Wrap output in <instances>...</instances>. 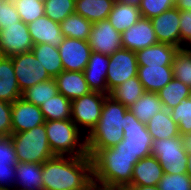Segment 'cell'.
<instances>
[{
  "label": "cell",
  "mask_w": 191,
  "mask_h": 190,
  "mask_svg": "<svg viewBox=\"0 0 191 190\" xmlns=\"http://www.w3.org/2000/svg\"><path fill=\"white\" fill-rule=\"evenodd\" d=\"M43 190H88L93 183L89 156H54L42 164Z\"/></svg>",
  "instance_id": "1"
},
{
  "label": "cell",
  "mask_w": 191,
  "mask_h": 190,
  "mask_svg": "<svg viewBox=\"0 0 191 190\" xmlns=\"http://www.w3.org/2000/svg\"><path fill=\"white\" fill-rule=\"evenodd\" d=\"M128 107L107 96L96 126L86 136L87 155L91 158L97 151L112 148L123 140L125 113Z\"/></svg>",
  "instance_id": "2"
},
{
  "label": "cell",
  "mask_w": 191,
  "mask_h": 190,
  "mask_svg": "<svg viewBox=\"0 0 191 190\" xmlns=\"http://www.w3.org/2000/svg\"><path fill=\"white\" fill-rule=\"evenodd\" d=\"M91 160L94 185L124 189L131 183L133 168L140 159L115 155L113 148H104L97 151Z\"/></svg>",
  "instance_id": "3"
},
{
  "label": "cell",
  "mask_w": 191,
  "mask_h": 190,
  "mask_svg": "<svg viewBox=\"0 0 191 190\" xmlns=\"http://www.w3.org/2000/svg\"><path fill=\"white\" fill-rule=\"evenodd\" d=\"M52 152L58 156H88L86 135L71 119L45 121Z\"/></svg>",
  "instance_id": "4"
},
{
  "label": "cell",
  "mask_w": 191,
  "mask_h": 190,
  "mask_svg": "<svg viewBox=\"0 0 191 190\" xmlns=\"http://www.w3.org/2000/svg\"><path fill=\"white\" fill-rule=\"evenodd\" d=\"M12 143L18 162L43 164L56 156L48 143L45 124L19 133H12Z\"/></svg>",
  "instance_id": "5"
},
{
  "label": "cell",
  "mask_w": 191,
  "mask_h": 190,
  "mask_svg": "<svg viewBox=\"0 0 191 190\" xmlns=\"http://www.w3.org/2000/svg\"><path fill=\"white\" fill-rule=\"evenodd\" d=\"M122 127L123 140L112 147L115 155L138 157L139 159L151 156L153 140L146 124L139 121L129 109L125 113V124Z\"/></svg>",
  "instance_id": "6"
},
{
  "label": "cell",
  "mask_w": 191,
  "mask_h": 190,
  "mask_svg": "<svg viewBox=\"0 0 191 190\" xmlns=\"http://www.w3.org/2000/svg\"><path fill=\"white\" fill-rule=\"evenodd\" d=\"M151 155L158 159L164 173H187L188 153L183 147L181 136L153 140Z\"/></svg>",
  "instance_id": "7"
},
{
  "label": "cell",
  "mask_w": 191,
  "mask_h": 190,
  "mask_svg": "<svg viewBox=\"0 0 191 190\" xmlns=\"http://www.w3.org/2000/svg\"><path fill=\"white\" fill-rule=\"evenodd\" d=\"M107 96L100 92L90 91L72 100L71 120L86 136L98 123Z\"/></svg>",
  "instance_id": "8"
},
{
  "label": "cell",
  "mask_w": 191,
  "mask_h": 190,
  "mask_svg": "<svg viewBox=\"0 0 191 190\" xmlns=\"http://www.w3.org/2000/svg\"><path fill=\"white\" fill-rule=\"evenodd\" d=\"M138 63L134 51L121 48L109 56L106 83L108 95L128 79L137 76Z\"/></svg>",
  "instance_id": "9"
},
{
  "label": "cell",
  "mask_w": 191,
  "mask_h": 190,
  "mask_svg": "<svg viewBox=\"0 0 191 190\" xmlns=\"http://www.w3.org/2000/svg\"><path fill=\"white\" fill-rule=\"evenodd\" d=\"M11 58L21 92L37 83L52 79L32 51L17 54Z\"/></svg>",
  "instance_id": "10"
},
{
  "label": "cell",
  "mask_w": 191,
  "mask_h": 190,
  "mask_svg": "<svg viewBox=\"0 0 191 190\" xmlns=\"http://www.w3.org/2000/svg\"><path fill=\"white\" fill-rule=\"evenodd\" d=\"M34 44L27 24L22 20L0 30V55L12 57L31 52Z\"/></svg>",
  "instance_id": "11"
},
{
  "label": "cell",
  "mask_w": 191,
  "mask_h": 190,
  "mask_svg": "<svg viewBox=\"0 0 191 190\" xmlns=\"http://www.w3.org/2000/svg\"><path fill=\"white\" fill-rule=\"evenodd\" d=\"M88 42L92 52L108 56L122 48L121 33L108 19L93 23Z\"/></svg>",
  "instance_id": "12"
},
{
  "label": "cell",
  "mask_w": 191,
  "mask_h": 190,
  "mask_svg": "<svg viewBox=\"0 0 191 190\" xmlns=\"http://www.w3.org/2000/svg\"><path fill=\"white\" fill-rule=\"evenodd\" d=\"M58 49L64 71L75 72L84 71L92 52L88 41L67 37Z\"/></svg>",
  "instance_id": "13"
},
{
  "label": "cell",
  "mask_w": 191,
  "mask_h": 190,
  "mask_svg": "<svg viewBox=\"0 0 191 190\" xmlns=\"http://www.w3.org/2000/svg\"><path fill=\"white\" fill-rule=\"evenodd\" d=\"M159 43L150 19L141 17L134 25L121 33L122 48L137 52Z\"/></svg>",
  "instance_id": "14"
},
{
  "label": "cell",
  "mask_w": 191,
  "mask_h": 190,
  "mask_svg": "<svg viewBox=\"0 0 191 190\" xmlns=\"http://www.w3.org/2000/svg\"><path fill=\"white\" fill-rule=\"evenodd\" d=\"M150 20L159 43L180 49V10L173 7Z\"/></svg>",
  "instance_id": "15"
},
{
  "label": "cell",
  "mask_w": 191,
  "mask_h": 190,
  "mask_svg": "<svg viewBox=\"0 0 191 190\" xmlns=\"http://www.w3.org/2000/svg\"><path fill=\"white\" fill-rule=\"evenodd\" d=\"M11 122L12 133H19L44 124L45 119L40 107L19 98L12 103Z\"/></svg>",
  "instance_id": "16"
},
{
  "label": "cell",
  "mask_w": 191,
  "mask_h": 190,
  "mask_svg": "<svg viewBox=\"0 0 191 190\" xmlns=\"http://www.w3.org/2000/svg\"><path fill=\"white\" fill-rule=\"evenodd\" d=\"M109 56L91 52L88 64L83 74L91 91L100 92L108 95L106 83Z\"/></svg>",
  "instance_id": "17"
},
{
  "label": "cell",
  "mask_w": 191,
  "mask_h": 190,
  "mask_svg": "<svg viewBox=\"0 0 191 190\" xmlns=\"http://www.w3.org/2000/svg\"><path fill=\"white\" fill-rule=\"evenodd\" d=\"M27 26L34 45L46 43L58 48L64 39L60 23L46 15L30 22Z\"/></svg>",
  "instance_id": "18"
},
{
  "label": "cell",
  "mask_w": 191,
  "mask_h": 190,
  "mask_svg": "<svg viewBox=\"0 0 191 190\" xmlns=\"http://www.w3.org/2000/svg\"><path fill=\"white\" fill-rule=\"evenodd\" d=\"M178 51L179 48L173 45L157 43L135 53L138 66H172Z\"/></svg>",
  "instance_id": "19"
},
{
  "label": "cell",
  "mask_w": 191,
  "mask_h": 190,
  "mask_svg": "<svg viewBox=\"0 0 191 190\" xmlns=\"http://www.w3.org/2000/svg\"><path fill=\"white\" fill-rule=\"evenodd\" d=\"M164 175V169L154 156L140 159L133 168L132 181L128 186H155Z\"/></svg>",
  "instance_id": "20"
},
{
  "label": "cell",
  "mask_w": 191,
  "mask_h": 190,
  "mask_svg": "<svg viewBox=\"0 0 191 190\" xmlns=\"http://www.w3.org/2000/svg\"><path fill=\"white\" fill-rule=\"evenodd\" d=\"M137 77L145 92L157 93L173 79L172 66H138Z\"/></svg>",
  "instance_id": "21"
},
{
  "label": "cell",
  "mask_w": 191,
  "mask_h": 190,
  "mask_svg": "<svg viewBox=\"0 0 191 190\" xmlns=\"http://www.w3.org/2000/svg\"><path fill=\"white\" fill-rule=\"evenodd\" d=\"M54 79L59 93L71 101L91 91L83 72L62 71Z\"/></svg>",
  "instance_id": "22"
},
{
  "label": "cell",
  "mask_w": 191,
  "mask_h": 190,
  "mask_svg": "<svg viewBox=\"0 0 191 190\" xmlns=\"http://www.w3.org/2000/svg\"><path fill=\"white\" fill-rule=\"evenodd\" d=\"M21 97L12 58L0 55V100L12 104Z\"/></svg>",
  "instance_id": "23"
},
{
  "label": "cell",
  "mask_w": 191,
  "mask_h": 190,
  "mask_svg": "<svg viewBox=\"0 0 191 190\" xmlns=\"http://www.w3.org/2000/svg\"><path fill=\"white\" fill-rule=\"evenodd\" d=\"M13 190H43L42 164L18 162Z\"/></svg>",
  "instance_id": "24"
},
{
  "label": "cell",
  "mask_w": 191,
  "mask_h": 190,
  "mask_svg": "<svg viewBox=\"0 0 191 190\" xmlns=\"http://www.w3.org/2000/svg\"><path fill=\"white\" fill-rule=\"evenodd\" d=\"M152 140H161L166 138H174L180 136L178 124L171 118L170 111L163 109L157 112L146 123Z\"/></svg>",
  "instance_id": "25"
},
{
  "label": "cell",
  "mask_w": 191,
  "mask_h": 190,
  "mask_svg": "<svg viewBox=\"0 0 191 190\" xmlns=\"http://www.w3.org/2000/svg\"><path fill=\"white\" fill-rule=\"evenodd\" d=\"M114 3L115 0H77L75 13L95 23L108 18Z\"/></svg>",
  "instance_id": "26"
},
{
  "label": "cell",
  "mask_w": 191,
  "mask_h": 190,
  "mask_svg": "<svg viewBox=\"0 0 191 190\" xmlns=\"http://www.w3.org/2000/svg\"><path fill=\"white\" fill-rule=\"evenodd\" d=\"M140 18L141 14L138 7L115 1L107 19L119 33H122L134 25Z\"/></svg>",
  "instance_id": "27"
},
{
  "label": "cell",
  "mask_w": 191,
  "mask_h": 190,
  "mask_svg": "<svg viewBox=\"0 0 191 190\" xmlns=\"http://www.w3.org/2000/svg\"><path fill=\"white\" fill-rule=\"evenodd\" d=\"M31 51L51 78L54 79L60 72L64 71L57 47L46 43L35 44Z\"/></svg>",
  "instance_id": "28"
},
{
  "label": "cell",
  "mask_w": 191,
  "mask_h": 190,
  "mask_svg": "<svg viewBox=\"0 0 191 190\" xmlns=\"http://www.w3.org/2000/svg\"><path fill=\"white\" fill-rule=\"evenodd\" d=\"M157 94L163 104V108L169 111L184 99L191 97V89L190 86L173 77Z\"/></svg>",
  "instance_id": "29"
},
{
  "label": "cell",
  "mask_w": 191,
  "mask_h": 190,
  "mask_svg": "<svg viewBox=\"0 0 191 190\" xmlns=\"http://www.w3.org/2000/svg\"><path fill=\"white\" fill-rule=\"evenodd\" d=\"M128 109L139 121L146 124L150 118L164 108L157 93L145 92L136 103L132 104Z\"/></svg>",
  "instance_id": "30"
},
{
  "label": "cell",
  "mask_w": 191,
  "mask_h": 190,
  "mask_svg": "<svg viewBox=\"0 0 191 190\" xmlns=\"http://www.w3.org/2000/svg\"><path fill=\"white\" fill-rule=\"evenodd\" d=\"M72 101L58 93L40 106L45 121L71 119Z\"/></svg>",
  "instance_id": "31"
},
{
  "label": "cell",
  "mask_w": 191,
  "mask_h": 190,
  "mask_svg": "<svg viewBox=\"0 0 191 190\" xmlns=\"http://www.w3.org/2000/svg\"><path fill=\"white\" fill-rule=\"evenodd\" d=\"M144 93L145 90L143 84L138 77L135 76L114 88L109 96L120 102L122 105L130 107L132 104H135Z\"/></svg>",
  "instance_id": "32"
},
{
  "label": "cell",
  "mask_w": 191,
  "mask_h": 190,
  "mask_svg": "<svg viewBox=\"0 0 191 190\" xmlns=\"http://www.w3.org/2000/svg\"><path fill=\"white\" fill-rule=\"evenodd\" d=\"M93 23L76 13L67 16L61 23L60 29L64 37L89 40Z\"/></svg>",
  "instance_id": "33"
},
{
  "label": "cell",
  "mask_w": 191,
  "mask_h": 190,
  "mask_svg": "<svg viewBox=\"0 0 191 190\" xmlns=\"http://www.w3.org/2000/svg\"><path fill=\"white\" fill-rule=\"evenodd\" d=\"M59 93L55 79H49L35 84L22 92V97L26 102L40 107L43 102Z\"/></svg>",
  "instance_id": "34"
},
{
  "label": "cell",
  "mask_w": 191,
  "mask_h": 190,
  "mask_svg": "<svg viewBox=\"0 0 191 190\" xmlns=\"http://www.w3.org/2000/svg\"><path fill=\"white\" fill-rule=\"evenodd\" d=\"M173 77L190 86L191 89V49H179L173 64Z\"/></svg>",
  "instance_id": "35"
},
{
  "label": "cell",
  "mask_w": 191,
  "mask_h": 190,
  "mask_svg": "<svg viewBox=\"0 0 191 190\" xmlns=\"http://www.w3.org/2000/svg\"><path fill=\"white\" fill-rule=\"evenodd\" d=\"M74 13L75 0H46L44 2V14L58 23Z\"/></svg>",
  "instance_id": "36"
},
{
  "label": "cell",
  "mask_w": 191,
  "mask_h": 190,
  "mask_svg": "<svg viewBox=\"0 0 191 190\" xmlns=\"http://www.w3.org/2000/svg\"><path fill=\"white\" fill-rule=\"evenodd\" d=\"M169 111L173 121L178 124L180 136L191 133V97Z\"/></svg>",
  "instance_id": "37"
},
{
  "label": "cell",
  "mask_w": 191,
  "mask_h": 190,
  "mask_svg": "<svg viewBox=\"0 0 191 190\" xmlns=\"http://www.w3.org/2000/svg\"><path fill=\"white\" fill-rule=\"evenodd\" d=\"M20 19L25 23L35 21L44 14V3L37 0H12Z\"/></svg>",
  "instance_id": "38"
},
{
  "label": "cell",
  "mask_w": 191,
  "mask_h": 190,
  "mask_svg": "<svg viewBox=\"0 0 191 190\" xmlns=\"http://www.w3.org/2000/svg\"><path fill=\"white\" fill-rule=\"evenodd\" d=\"M175 7V0H141L139 10L141 17L151 19Z\"/></svg>",
  "instance_id": "39"
},
{
  "label": "cell",
  "mask_w": 191,
  "mask_h": 190,
  "mask_svg": "<svg viewBox=\"0 0 191 190\" xmlns=\"http://www.w3.org/2000/svg\"><path fill=\"white\" fill-rule=\"evenodd\" d=\"M158 187L160 190H191V178L187 173H164Z\"/></svg>",
  "instance_id": "40"
},
{
  "label": "cell",
  "mask_w": 191,
  "mask_h": 190,
  "mask_svg": "<svg viewBox=\"0 0 191 190\" xmlns=\"http://www.w3.org/2000/svg\"><path fill=\"white\" fill-rule=\"evenodd\" d=\"M17 155L11 136H0V164L17 165Z\"/></svg>",
  "instance_id": "41"
},
{
  "label": "cell",
  "mask_w": 191,
  "mask_h": 190,
  "mask_svg": "<svg viewBox=\"0 0 191 190\" xmlns=\"http://www.w3.org/2000/svg\"><path fill=\"white\" fill-rule=\"evenodd\" d=\"M19 21L21 19L12 0H6L0 4V30Z\"/></svg>",
  "instance_id": "42"
},
{
  "label": "cell",
  "mask_w": 191,
  "mask_h": 190,
  "mask_svg": "<svg viewBox=\"0 0 191 190\" xmlns=\"http://www.w3.org/2000/svg\"><path fill=\"white\" fill-rule=\"evenodd\" d=\"M180 49H191V10L180 11Z\"/></svg>",
  "instance_id": "43"
},
{
  "label": "cell",
  "mask_w": 191,
  "mask_h": 190,
  "mask_svg": "<svg viewBox=\"0 0 191 190\" xmlns=\"http://www.w3.org/2000/svg\"><path fill=\"white\" fill-rule=\"evenodd\" d=\"M11 110V103L0 100V136L12 135Z\"/></svg>",
  "instance_id": "44"
},
{
  "label": "cell",
  "mask_w": 191,
  "mask_h": 190,
  "mask_svg": "<svg viewBox=\"0 0 191 190\" xmlns=\"http://www.w3.org/2000/svg\"><path fill=\"white\" fill-rule=\"evenodd\" d=\"M16 165L0 164V190H13L15 187Z\"/></svg>",
  "instance_id": "45"
},
{
  "label": "cell",
  "mask_w": 191,
  "mask_h": 190,
  "mask_svg": "<svg viewBox=\"0 0 191 190\" xmlns=\"http://www.w3.org/2000/svg\"><path fill=\"white\" fill-rule=\"evenodd\" d=\"M175 7L180 11L191 10V0H175Z\"/></svg>",
  "instance_id": "46"
},
{
  "label": "cell",
  "mask_w": 191,
  "mask_h": 190,
  "mask_svg": "<svg viewBox=\"0 0 191 190\" xmlns=\"http://www.w3.org/2000/svg\"><path fill=\"white\" fill-rule=\"evenodd\" d=\"M182 139V144L187 153L191 152V133L189 134H184L181 136Z\"/></svg>",
  "instance_id": "47"
},
{
  "label": "cell",
  "mask_w": 191,
  "mask_h": 190,
  "mask_svg": "<svg viewBox=\"0 0 191 190\" xmlns=\"http://www.w3.org/2000/svg\"><path fill=\"white\" fill-rule=\"evenodd\" d=\"M129 190H160L158 185L155 186H150V185H146V186H127L126 187Z\"/></svg>",
  "instance_id": "48"
},
{
  "label": "cell",
  "mask_w": 191,
  "mask_h": 190,
  "mask_svg": "<svg viewBox=\"0 0 191 190\" xmlns=\"http://www.w3.org/2000/svg\"><path fill=\"white\" fill-rule=\"evenodd\" d=\"M115 1L121 4H130L139 7L141 0H115Z\"/></svg>",
  "instance_id": "49"
},
{
  "label": "cell",
  "mask_w": 191,
  "mask_h": 190,
  "mask_svg": "<svg viewBox=\"0 0 191 190\" xmlns=\"http://www.w3.org/2000/svg\"><path fill=\"white\" fill-rule=\"evenodd\" d=\"M187 174L190 176L191 178V152L188 153V157H187Z\"/></svg>",
  "instance_id": "50"
},
{
  "label": "cell",
  "mask_w": 191,
  "mask_h": 190,
  "mask_svg": "<svg viewBox=\"0 0 191 190\" xmlns=\"http://www.w3.org/2000/svg\"><path fill=\"white\" fill-rule=\"evenodd\" d=\"M88 190H108V188H103L93 184Z\"/></svg>",
  "instance_id": "51"
},
{
  "label": "cell",
  "mask_w": 191,
  "mask_h": 190,
  "mask_svg": "<svg viewBox=\"0 0 191 190\" xmlns=\"http://www.w3.org/2000/svg\"><path fill=\"white\" fill-rule=\"evenodd\" d=\"M108 190H128L127 188H124V189H110L108 188Z\"/></svg>",
  "instance_id": "52"
},
{
  "label": "cell",
  "mask_w": 191,
  "mask_h": 190,
  "mask_svg": "<svg viewBox=\"0 0 191 190\" xmlns=\"http://www.w3.org/2000/svg\"><path fill=\"white\" fill-rule=\"evenodd\" d=\"M37 1H40V2L44 3L46 0H37Z\"/></svg>",
  "instance_id": "53"
},
{
  "label": "cell",
  "mask_w": 191,
  "mask_h": 190,
  "mask_svg": "<svg viewBox=\"0 0 191 190\" xmlns=\"http://www.w3.org/2000/svg\"><path fill=\"white\" fill-rule=\"evenodd\" d=\"M6 0H0V4H2L3 2H5Z\"/></svg>",
  "instance_id": "54"
}]
</instances>
